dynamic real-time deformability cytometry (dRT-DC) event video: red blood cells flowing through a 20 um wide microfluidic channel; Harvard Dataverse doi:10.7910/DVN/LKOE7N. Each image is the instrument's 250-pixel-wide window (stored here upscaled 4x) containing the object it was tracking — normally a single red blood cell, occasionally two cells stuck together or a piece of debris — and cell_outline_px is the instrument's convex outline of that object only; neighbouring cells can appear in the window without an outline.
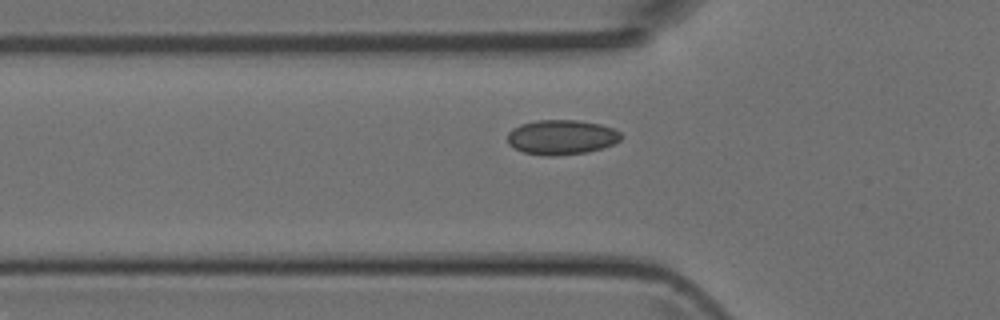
{"species": "Egyptian fruit bat (a non-hibernating species)", "species_latin": "Rousettus aegyptiacus", "temperature_condition": "room temperature", "stored_images_in_passage": 42, "camera_frame_rate_fps": 3000, "um_per_image_px": 0.085, "animal": {"sex": "female"}, "frame": {"image": 1, "passage_image": 16, "time_ms": 5.0, "image_size_px": [1000, 320], "cell_outline_px": [[620, 140], [612, 144], [600, 148], [584, 152], [556, 156], [548, 156], [524, 152], [508, 144], [508, 132], [512, 128], [520, 124], [536, 120], [576, 120], [600, 124], [612, 128], [620, 132]], "centroid_in_image_um": [47.69, 11.65], "position_along_channel_um": 78.1, "area_um2": 22.77}}
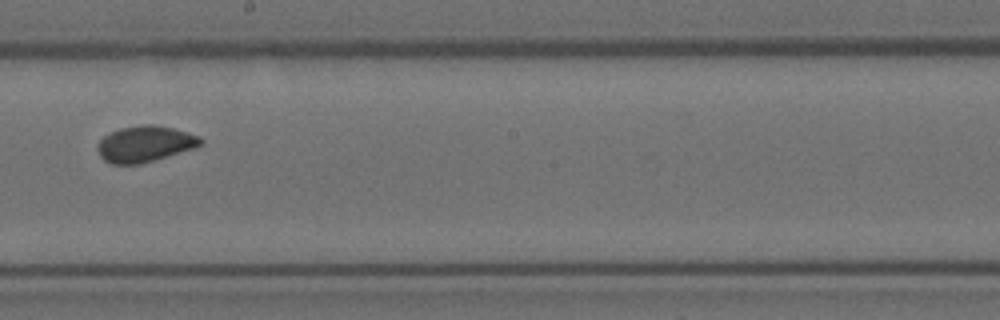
{"frame": {"image": 2, "passage_image": 27, "time_ms": 8.667, "image_size_px": [1000, 320], "cell_outline_px": [[204, 144], [196, 148], [140, 164], [112, 164], [104, 160], [100, 156], [96, 148], [100, 140], [104, 136], [120, 128], [144, 124], [152, 124], [172, 128], [200, 136], [204, 140]], "centroid_in_image_um": [12.35, 12.24], "position_along_channel_um": 235.9, "area_um2": 21.73}}
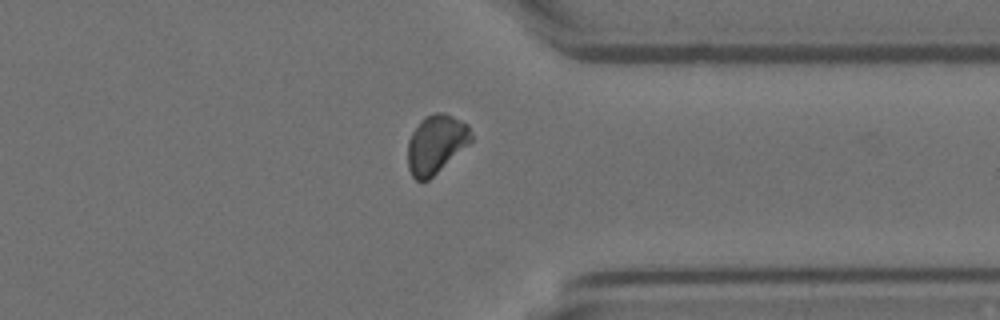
{"frame": {"image": 3, "passage_image": 37, "time_ms": 12.0, "image_size_px": [1000, 320], "cell_outline_px": [[472, 140], [468, 144], [428, 180], [416, 180], [412, 176], [408, 168], [408, 140], [412, 132], [420, 120], [424, 116], [436, 112], [444, 112], [468, 124], [472, 136]], "centroid_in_image_um": [37.04, 12.22], "position_along_channel_um": 374.4, "area_um2": 21.44}}